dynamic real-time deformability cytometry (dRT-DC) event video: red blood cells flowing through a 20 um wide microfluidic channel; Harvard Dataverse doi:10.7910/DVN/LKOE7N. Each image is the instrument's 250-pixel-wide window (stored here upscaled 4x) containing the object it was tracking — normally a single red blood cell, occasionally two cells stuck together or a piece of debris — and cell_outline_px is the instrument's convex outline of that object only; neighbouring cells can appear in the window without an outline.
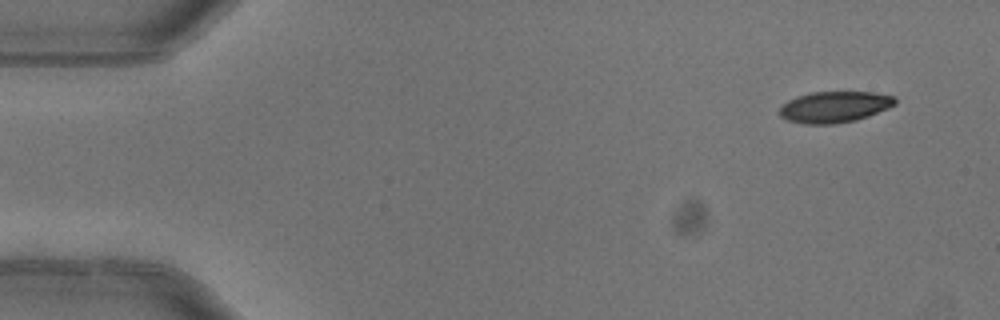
{"species": "common noctule bat (a hibernating species)", "species_latin": "Nyctalus noctula", "temperature_condition": "warm", "stored_images_in_passage": 6, "segment_of_instrument_passage": [2, 2], "camera_frame_rate_fps": 3000, "um_per_image_px": 0.085, "animal": {"sex": "female"}, "frame": {"image": 1, "passage_image": 6, "time_ms": 1.667, "image_size_px": [1000, 320], "cell_outline_px": [[896, 104], [888, 108], [868, 116], [856, 120], [836, 124], [804, 124], [788, 120], [780, 116], [780, 108], [788, 100], [796, 96], [812, 92], [876, 92], [896, 96]], "centroid_in_image_um": [70.96, 9.08], "position_along_channel_um": 14.0, "area_um2": 21.1}}